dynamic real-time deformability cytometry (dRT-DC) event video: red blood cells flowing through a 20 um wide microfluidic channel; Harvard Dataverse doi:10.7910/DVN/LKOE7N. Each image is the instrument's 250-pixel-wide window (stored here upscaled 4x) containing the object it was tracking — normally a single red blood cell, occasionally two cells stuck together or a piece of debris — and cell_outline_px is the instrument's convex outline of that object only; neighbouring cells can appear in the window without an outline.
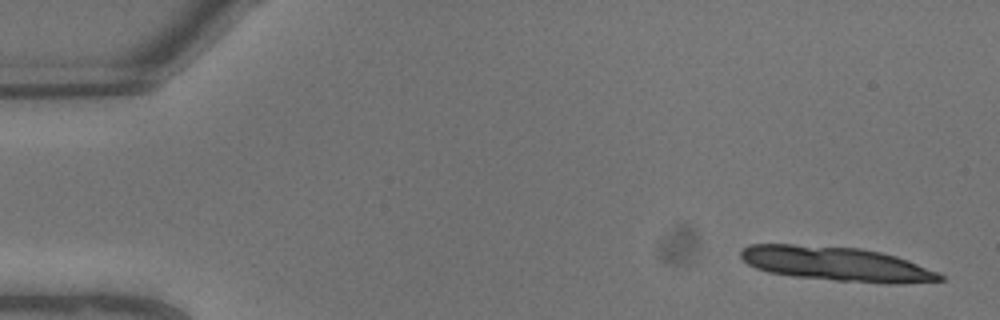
{"species": "common noctule bat (a hibernating species)", "species_latin": "Nyctalus noctula", "temperature_condition": "warm", "stored_images_in_passage": 8, "camera_frame_rate_fps": 3000, "um_per_image_px": 0.085, "animal": {"sex": "male", "body_mass_g": 13.3}, "frame": {"image": 1, "passage_image": 1, "time_ms": 0.0, "image_size_px": [1000, 320], "cell_outline_px": [[944, 280], [892, 284], [884, 284], [836, 280], [792, 276], [768, 272], [756, 268], [748, 264], [740, 256], [740, 252], [748, 244], [792, 244], [860, 248], [880, 252], [896, 256], [908, 260], [940, 272], [944, 276]], "centroid_in_image_um": [71.12, 22.43], "position_along_channel_um": 13.9, "area_um2": 39.82}}
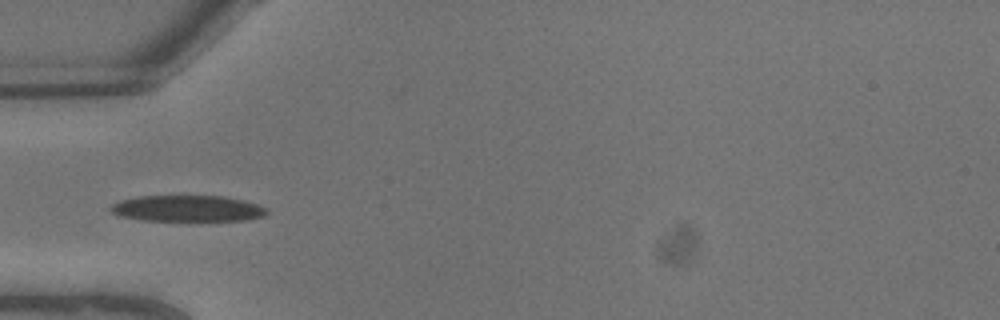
{"frame": {"image": 2, "passage_image": 7, "time_ms": 2.0, "image_size_px": [1000, 320], "cell_outline_px": [[268, 212], [264, 216], [244, 220], [188, 224], [144, 220], [120, 216], [112, 212], [108, 208], [112, 204], [120, 200], [136, 196], [224, 196], [244, 200], [268, 208]], "centroid_in_image_um": [15.95, 17.77], "position_along_channel_um": 69.0, "area_um2": 25.2}}
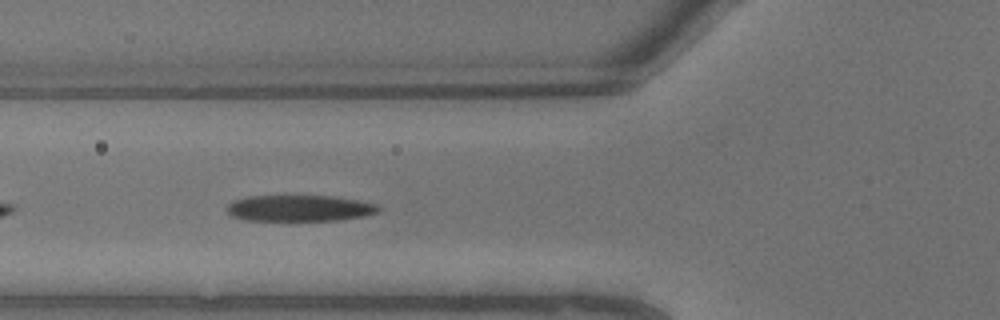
{"frame": {"image": 3, "passage_image": 8, "time_ms": 2.333, "image_size_px": [1000, 320], "cell_outline_px": [[380, 212], [364, 216], [340, 220], [248, 220], [232, 216], [228, 212], [228, 204], [232, 200], [248, 196], [332, 196], [360, 200], [380, 204]], "centroid_in_image_um": [25.52, 17.69], "position_along_channel_um": 100.3, "area_um2": 23.24}}